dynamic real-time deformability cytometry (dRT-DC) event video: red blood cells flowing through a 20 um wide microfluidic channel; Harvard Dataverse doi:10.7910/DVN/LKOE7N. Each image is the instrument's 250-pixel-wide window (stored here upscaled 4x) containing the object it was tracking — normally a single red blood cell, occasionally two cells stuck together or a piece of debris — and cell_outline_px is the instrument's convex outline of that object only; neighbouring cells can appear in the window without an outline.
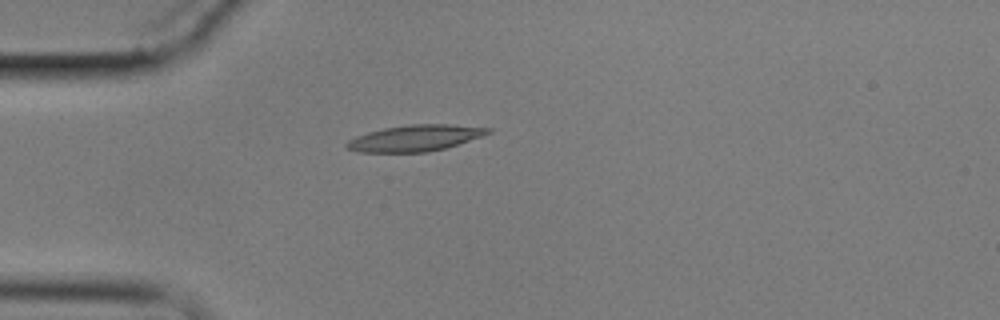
{"species": "common noctule bat (a hibernating species)", "species_latin": "Nyctalus noctula", "temperature_condition": "cold", "stored_images_in_passage": 2, "camera_frame_rate_fps": 3000, "um_per_image_px": 0.085, "animal": {"sex": "male", "body_mass_g": 17.9}, "frame": {"image": 1, "passage_image": 1, "time_ms": 0.0, "image_size_px": [1000, 320], "cell_outline_px": [[492, 132], [484, 136], [444, 148], [428, 152], [360, 152], [348, 148], [344, 144], [348, 140], [356, 136], [368, 132], [384, 128], [412, 124], [448, 124], [492, 128]], "centroid_in_image_um": [35.31, 11.73], "position_along_channel_um": 49.7, "area_um2": 21.5}}